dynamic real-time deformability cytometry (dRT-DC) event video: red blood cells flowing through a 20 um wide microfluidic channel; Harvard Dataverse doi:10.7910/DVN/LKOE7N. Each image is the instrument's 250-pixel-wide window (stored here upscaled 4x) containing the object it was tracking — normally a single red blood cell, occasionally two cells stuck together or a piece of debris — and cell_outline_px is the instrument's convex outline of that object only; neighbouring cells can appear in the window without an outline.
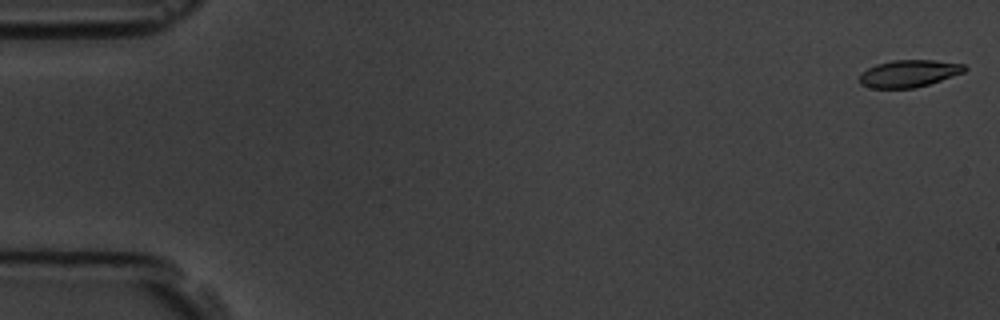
{"species": "common noctule bat (a hibernating species)", "species_latin": "Nyctalus noctula", "temperature_condition": "room temperature", "stored_images_in_passage": 13, "camera_frame_rate_fps": 3000, "um_per_image_px": 0.085, "animal": {"sex": "male", "body_mass_g": 19.5, "forearm_length_mm": 54.6}, "frame": {"image": 1, "passage_image": 1, "time_ms": 0.0, "image_size_px": [1000, 320], "cell_outline_px": [[968, 68], [964, 72], [916, 88], [872, 88], [860, 84], [860, 76], [868, 68], [876, 64], [892, 60], [932, 60], [964, 64]], "centroid_in_image_um": [77.26, 6.24], "position_along_channel_um": 7.7, "area_um2": 16.47}}
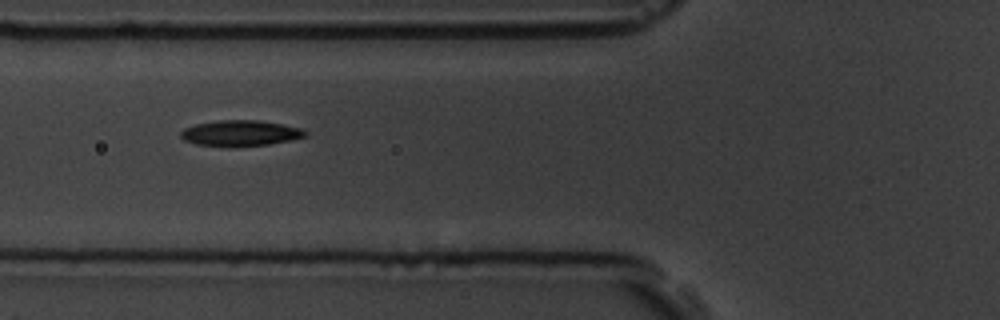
{"frame": {"image": 2, "passage_image": 6, "time_ms": 6.667, "image_size_px": [1000, 320], "cell_outline_px": [[308, 136], [292, 140], [268, 144], [232, 148], [196, 144], [184, 140], [180, 136], [180, 132], [184, 128], [196, 124], [220, 120], [256, 120], [280, 124], [300, 128], [308, 132]], "centroid_in_image_um": [20.42, 11.34], "position_along_channel_um": 105.4, "area_um2": 18.9}}
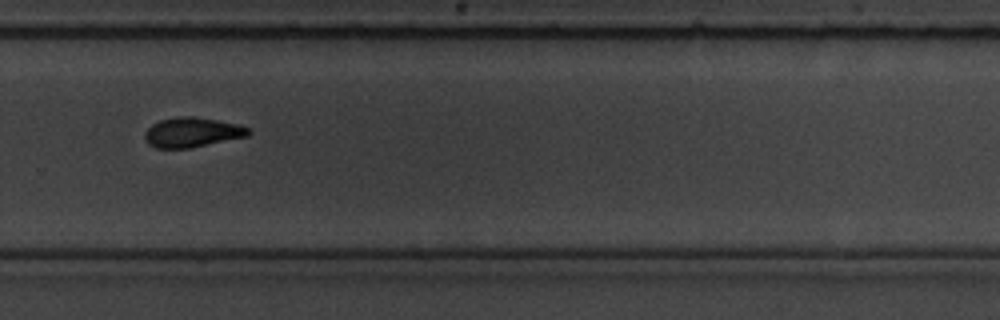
{"frame": {"image": 3, "passage_image": 11, "time_ms": 12.333, "image_size_px": [1000, 320], "cell_outline_px": [[252, 132], [248, 136], [188, 148], [156, 148], [148, 144], [144, 136], [144, 132], [152, 124], [160, 120], [180, 116], [192, 116], [240, 124], [248, 128]], "centroid_in_image_um": [16.32, 11.24], "position_along_channel_um": 313.5, "area_um2": 17.92}, "authors_computed_cell_mechanics": {"area_um2": 17.918, "velocity_mm_per_s": 3.6792, "shape_relaxation_time_tau1_ms": null, "shape_relaxation_time_tau2_ms": 5.8182, "deformation_change_tau1": null, "deformation_change_tau2": 0.1247}}